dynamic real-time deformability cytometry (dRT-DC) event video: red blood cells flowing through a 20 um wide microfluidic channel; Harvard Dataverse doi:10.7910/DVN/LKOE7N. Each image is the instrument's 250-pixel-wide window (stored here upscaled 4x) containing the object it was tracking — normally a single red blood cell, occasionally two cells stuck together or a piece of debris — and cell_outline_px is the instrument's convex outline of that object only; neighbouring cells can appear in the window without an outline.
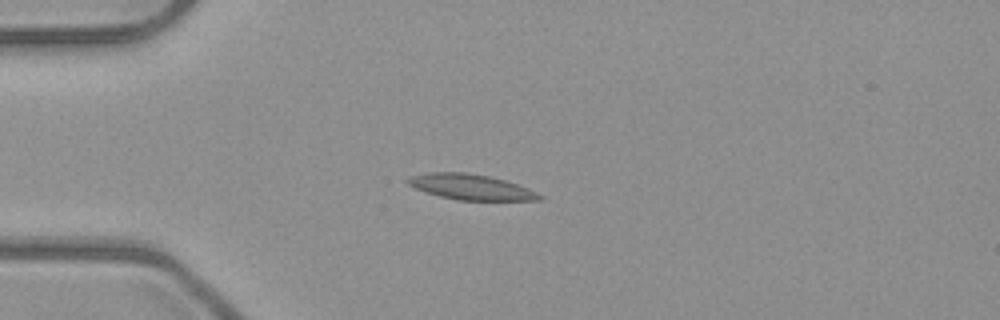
{"species": "common noctule bat (a hibernating species)", "species_latin": "Nyctalus noctula", "temperature_condition": "room temperature", "stored_images_in_passage": 8, "camera_frame_rate_fps": 3000, "um_per_image_px": 0.085, "animal": {"sex": "male", "body_mass_g": 23.1, "forearm_length_mm": 52.7}, "frame": {"image": 1, "passage_image": 5, "time_ms": 1.333, "image_size_px": [1000, 320], "cell_outline_px": [[544, 200], [456, 200], [440, 196], [416, 188], [408, 184], [404, 180], [408, 176], [428, 172], [464, 172], [488, 176], [504, 180], [528, 188], [544, 196]], "centroid_in_image_um": [40.01, 15.89], "position_along_channel_um": 45.0, "area_um2": 19.48}}
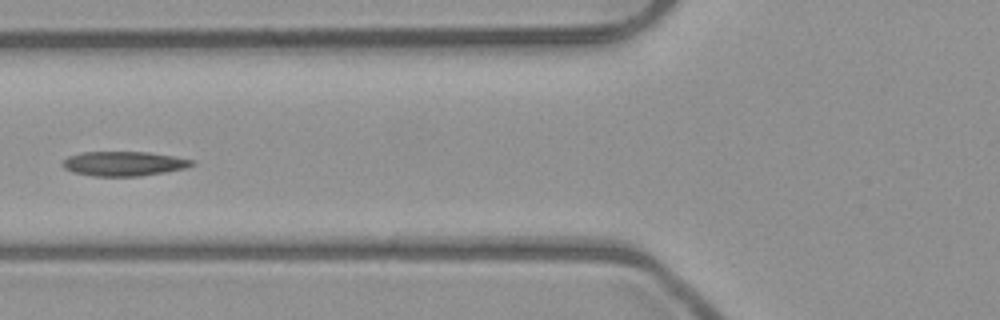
{"frame": {"image": 2, "passage_image": 7, "time_ms": 2.0, "image_size_px": [1000, 320], "cell_outline_px": [[196, 164], [188, 168], [140, 176], [92, 176], [72, 172], [64, 168], [60, 164], [68, 156], [84, 152], [148, 152], [196, 160]], "centroid_in_image_um": [10.54, 13.91], "position_along_channel_um": 115.3, "area_um2": 18.61}}
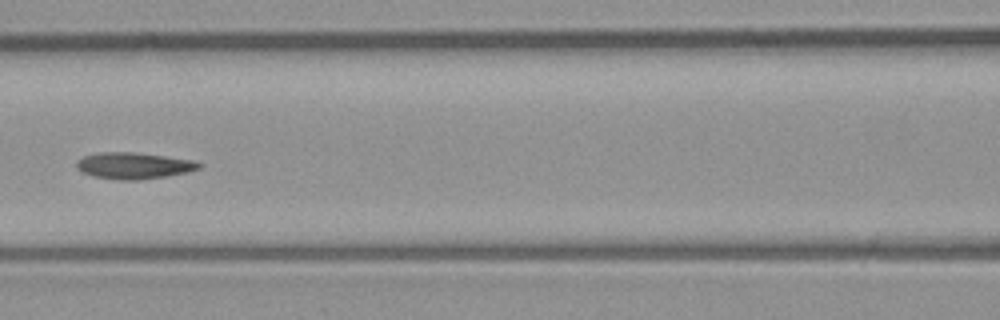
{"frame": {"image": 3, "passage_image": 8, "time_ms": 2.333, "image_size_px": [1000, 320], "cell_outline_px": [[204, 164], [200, 168], [188, 172], [168, 176], [140, 180], [120, 180], [92, 176], [80, 172], [76, 168], [76, 160], [84, 156], [100, 152], [132, 152], [196, 160]], "centroid_in_image_um": [11.38, 14.08], "position_along_channel_um": 155.2, "area_um2": 19.13}}